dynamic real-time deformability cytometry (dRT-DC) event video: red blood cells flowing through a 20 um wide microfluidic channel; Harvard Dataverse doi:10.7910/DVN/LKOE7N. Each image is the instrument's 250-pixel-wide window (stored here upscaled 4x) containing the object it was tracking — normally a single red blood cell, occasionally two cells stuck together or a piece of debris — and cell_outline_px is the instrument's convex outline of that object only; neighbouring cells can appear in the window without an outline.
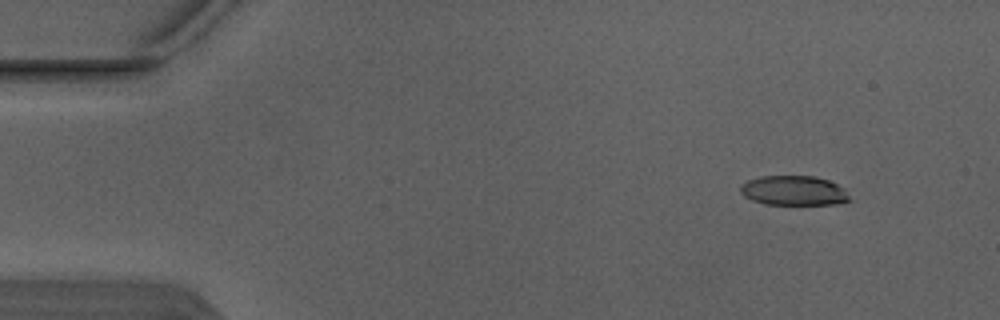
{"species": "Egyptian fruit bat (a non-hibernating species)", "species_latin": "Rousettus aegyptiacus", "temperature_condition": "warm", "stored_images_in_passage": 4, "camera_frame_rate_fps": 3000, "um_per_image_px": 0.085, "animal": {"sex": "male"}, "frame": {"image": 1, "passage_image": 2, "time_ms": 0.333, "image_size_px": [1000, 320], "cell_outline_px": [[852, 200], [840, 204], [764, 204], [752, 200], [744, 196], [740, 192], [740, 184], [748, 180], [760, 176], [816, 176], [828, 180], [844, 188]], "centroid_in_image_um": [67.47, 16.2], "position_along_channel_um": 17.5, "area_um2": 19.02}}